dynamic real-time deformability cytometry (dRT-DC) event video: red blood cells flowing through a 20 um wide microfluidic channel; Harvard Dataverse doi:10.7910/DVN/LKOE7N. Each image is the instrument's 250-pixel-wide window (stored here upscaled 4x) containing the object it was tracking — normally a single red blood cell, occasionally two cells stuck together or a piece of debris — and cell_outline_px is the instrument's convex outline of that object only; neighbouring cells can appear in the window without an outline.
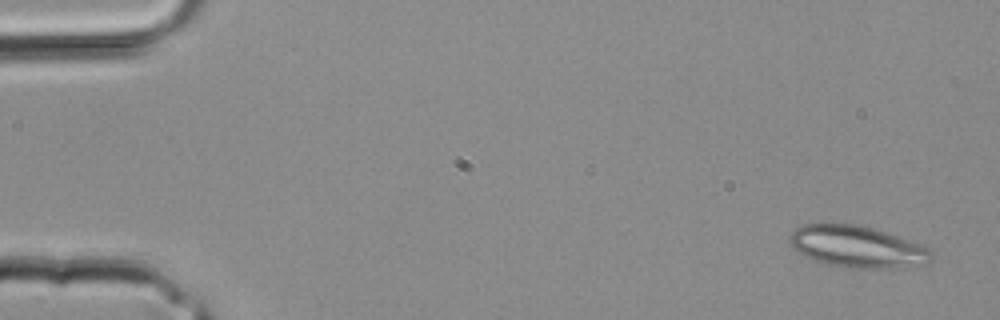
{"species": "common noctule bat (a hibernating species)", "species_latin": "Nyctalus noctula", "temperature_condition": "room temperature", "stored_images_in_passage": 3, "camera_frame_rate_fps": 3000, "um_per_image_px": 0.085, "animal": {"sex": "male", "body_mass_g": 20.4}, "frame": {"image": 1, "passage_image": 1, "time_ms": 0.0, "image_size_px": [1000, 320], "cell_outline_px": [[932, 260], [928, 264], [888, 268], [852, 268], [828, 264], [804, 256], [788, 240], [788, 236], [796, 228], [804, 224], [860, 224], [896, 236], [928, 248], [932, 252]], "centroid_in_image_um": [72.86, 20.97], "position_along_channel_um": 12.1, "area_um2": 33.93}}